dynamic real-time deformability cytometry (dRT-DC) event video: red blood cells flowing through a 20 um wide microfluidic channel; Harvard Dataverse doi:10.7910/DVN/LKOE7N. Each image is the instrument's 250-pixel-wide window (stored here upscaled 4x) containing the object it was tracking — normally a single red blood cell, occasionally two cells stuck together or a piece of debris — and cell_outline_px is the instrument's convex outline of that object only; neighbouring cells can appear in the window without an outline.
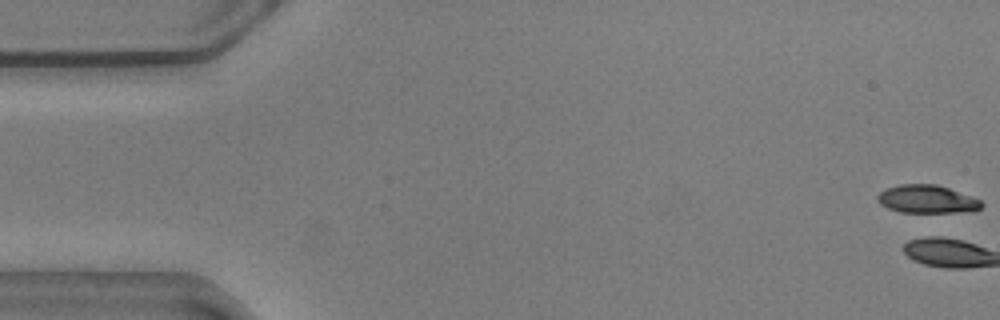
{"species": "common noctule bat (a hibernating species)", "species_latin": "Nyctalus noctula", "temperature_condition": "warm", "stored_images_in_passage": 3, "camera_frame_rate_fps": 3000, "um_per_image_px": 0.085, "animal": {"sex": "male", "body_mass_g": 20.5, "forearm_length_mm": 52.5}, "frame": {"image": 1, "passage_image": 1, "time_ms": 0.0, "image_size_px": [1000, 320], "cell_outline_px": [[984, 204], [980, 208], [972, 212], [900, 212], [888, 208], [880, 204], [876, 200], [876, 196], [880, 192], [888, 188], [900, 184], [936, 184], [972, 196], [980, 200]], "centroid_in_image_um": [78.8, 16.93], "position_along_channel_um": 6.2, "area_um2": 17.05}}